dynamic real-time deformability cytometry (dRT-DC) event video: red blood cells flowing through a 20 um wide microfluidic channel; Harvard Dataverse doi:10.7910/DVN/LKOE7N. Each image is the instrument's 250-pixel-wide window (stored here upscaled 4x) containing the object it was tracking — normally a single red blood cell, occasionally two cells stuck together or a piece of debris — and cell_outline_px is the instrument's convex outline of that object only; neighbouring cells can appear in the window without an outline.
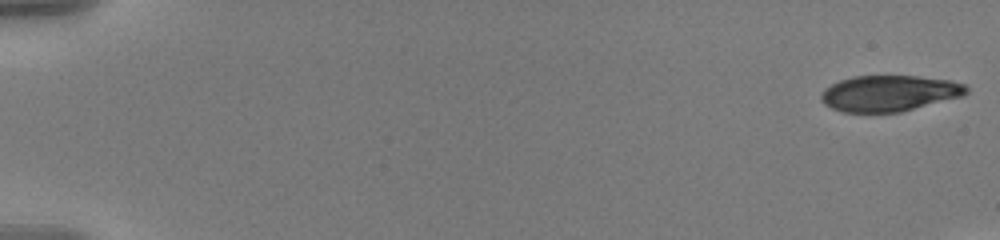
{"species": "human", "species_latin": "Homo sapiens", "temperature_condition": "warm", "stored_images_in_passage": 24, "camera_frame_rate_fps": 3000, "um_per_image_px": 0.085, "donor": {"sex": "male"}, "frame": {"image": 1, "passage_image": 1, "time_ms": 0.0, "image_size_px": [1000, 240], "cell_outline_px": [[968, 92], [964, 96], [900, 112], [844, 112], [832, 108], [824, 104], [820, 100], [820, 92], [824, 88], [840, 80], [852, 76], [916, 76], [948, 80], [964, 84], [968, 88]], "centroid_in_image_um": [75.57, 7.93], "position_along_channel_um": 9.4, "area_um2": 30.52}}
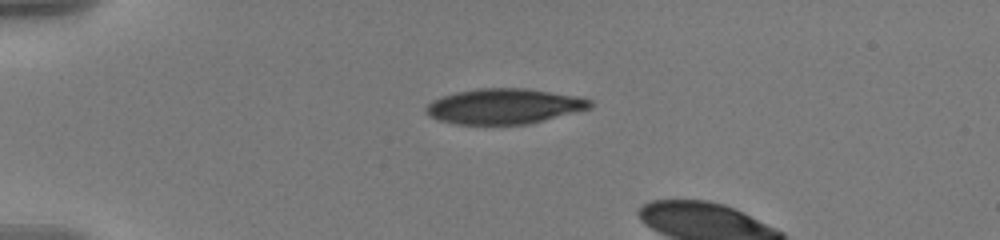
{"frame": {"image": 2, "passage_image": 15, "time_ms": 4.667, "image_size_px": [1000, 240], "cell_outline_px": [[592, 108], [528, 124], [456, 124], [440, 120], [424, 112], [424, 108], [432, 100], [456, 92], [476, 88], [524, 88], [584, 96], [592, 100]], "centroid_in_image_um": [42.9, 9.02], "position_along_channel_um": 42.1, "area_um2": 33.93}}
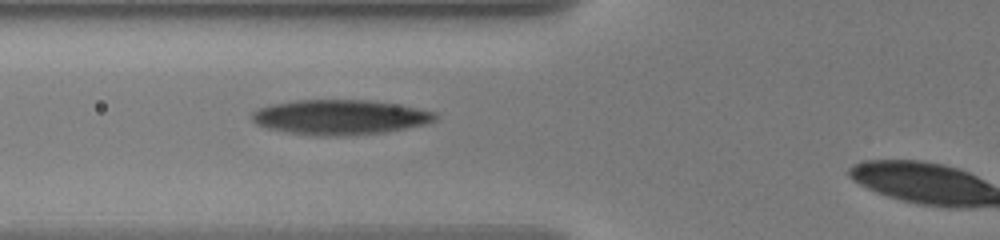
{"frame": {"image": 3, "passage_image": 23, "time_ms": 7.333, "image_size_px": [1000, 240], "cell_outline_px": [[436, 120], [428, 124], [384, 132], [336, 136], [316, 136], [288, 132], [268, 128], [256, 124], [252, 120], [252, 112], [256, 108], [272, 104], [296, 100], [368, 100], [400, 104], [436, 112]], "centroid_in_image_um": [28.91, 9.95], "position_along_channel_um": 96.9, "area_um2": 37.4}}